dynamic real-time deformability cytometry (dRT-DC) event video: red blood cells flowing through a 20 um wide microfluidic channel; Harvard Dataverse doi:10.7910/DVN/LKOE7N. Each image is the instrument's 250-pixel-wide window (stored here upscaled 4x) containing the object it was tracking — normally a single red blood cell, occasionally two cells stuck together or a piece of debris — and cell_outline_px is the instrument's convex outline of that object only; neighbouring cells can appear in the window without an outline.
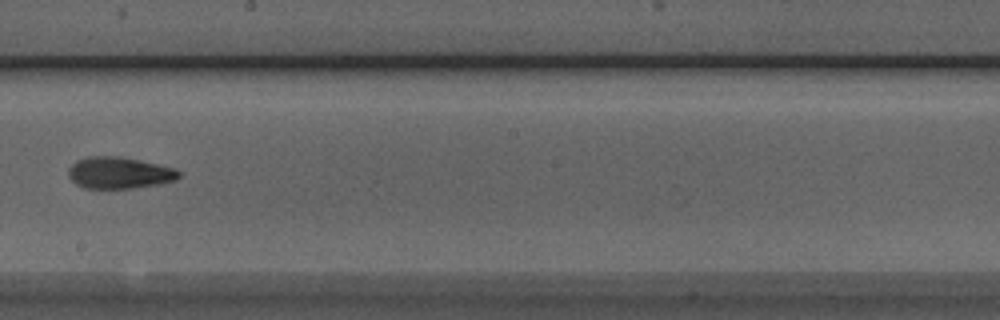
{"species": "Egyptian fruit bat (a non-hibernating species)", "species_latin": "Rousettus aegyptiacus", "temperature_condition": "room temperature", "stored_images_in_passage": 9, "camera_frame_rate_fps": 3000, "um_per_image_px": 0.085, "animal": {"sex": "male"}, "frame": {"image": 1, "passage_image": 9, "time_ms": 9.333, "image_size_px": [1000, 320], "cell_outline_px": [[180, 176], [176, 180], [160, 184], [132, 188], [84, 188], [76, 184], [68, 176], [68, 168], [76, 160], [88, 156], [120, 156], [140, 160], [172, 168], [180, 172]], "centroid_in_image_um": [10.1, 14.69], "position_along_channel_um": 238.1, "area_um2": 20.35}}